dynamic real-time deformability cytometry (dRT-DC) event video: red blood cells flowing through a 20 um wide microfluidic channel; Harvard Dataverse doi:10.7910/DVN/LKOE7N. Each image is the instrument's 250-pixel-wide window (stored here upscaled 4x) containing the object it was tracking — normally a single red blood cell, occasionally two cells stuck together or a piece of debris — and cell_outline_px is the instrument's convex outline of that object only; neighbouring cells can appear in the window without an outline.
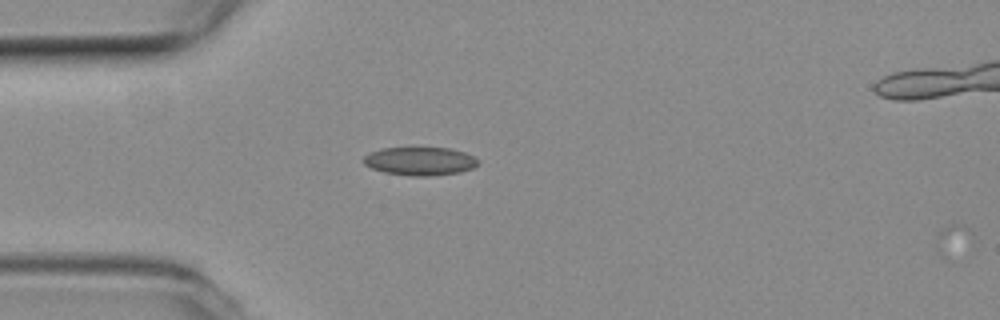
{"species": "common noctule bat (a hibernating species)", "species_latin": "Nyctalus noctula", "temperature_condition": "room temperature", "stored_images_in_passage": 2, "camera_frame_rate_fps": 3000, "um_per_image_px": 0.085, "animal": {"sex": "female", "body_mass_g": 19.3, "forearm_length_mm": 54.1}, "frame": {"image": 1, "passage_image": 1, "time_ms": 0.0, "image_size_px": [1000, 320], "cell_outline_px": [[480, 160], [472, 168], [460, 172], [428, 176], [412, 176], [384, 172], [372, 168], [364, 164], [364, 156], [372, 152], [384, 148], [448, 148], [464, 152], [476, 156]], "centroid_in_image_um": [35.73, 13.7], "position_along_channel_um": 49.3, "area_um2": 18.73}}